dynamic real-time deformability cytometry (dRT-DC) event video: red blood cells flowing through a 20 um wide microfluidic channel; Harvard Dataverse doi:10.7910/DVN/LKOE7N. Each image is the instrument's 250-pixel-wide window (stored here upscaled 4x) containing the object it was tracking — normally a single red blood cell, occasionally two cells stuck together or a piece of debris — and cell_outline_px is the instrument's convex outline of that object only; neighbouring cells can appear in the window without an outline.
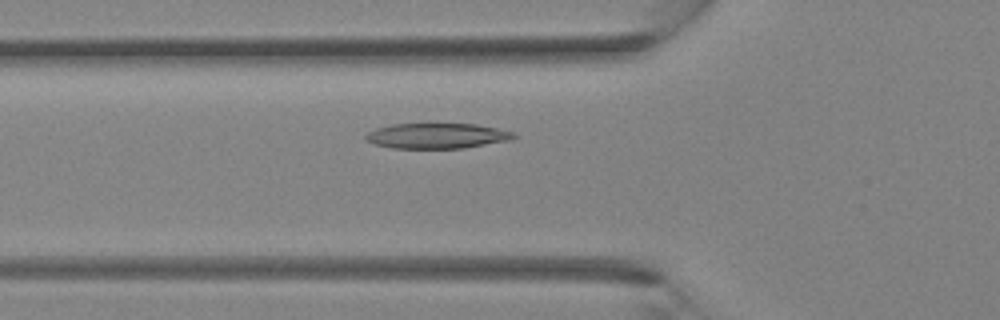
{"species": "Egyptian fruit bat (a non-hibernating species)", "species_latin": "Rousettus aegyptiacus", "temperature_condition": "room temperature", "stored_images_in_passage": 35, "camera_frame_rate_fps": 3000, "um_per_image_px": 0.085, "animal": {"sex": "female"}, "frame": {"image": 1, "passage_image": 11, "time_ms": 3.333, "image_size_px": [1000, 320], "cell_outline_px": [[520, 136], [512, 140], [464, 148], [392, 148], [376, 144], [368, 140], [364, 136], [368, 132], [376, 128], [392, 124], [476, 124], [496, 128], [512, 132]], "centroid_in_image_um": [37.19, 11.55], "position_along_channel_um": 88.6, "area_um2": 21.79}}
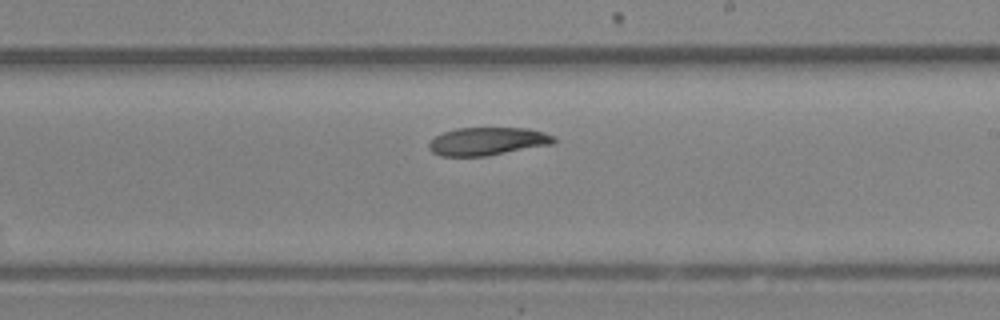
{"frame": {"image": 2, "passage_image": 20, "time_ms": 6.333, "image_size_px": [1000, 320], "cell_outline_px": [[556, 140], [552, 144], [484, 156], [440, 156], [432, 152], [428, 148], [428, 144], [436, 136], [444, 132], [456, 128], [528, 128], [544, 132], [556, 136]], "centroid_in_image_um": [41.44, 12.0], "position_along_channel_um": 247.6, "area_um2": 20.29}}
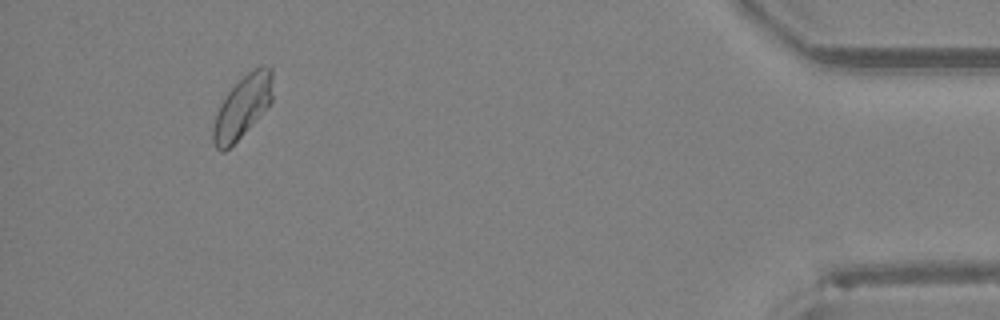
{"frame": {"image": 3, "passage_image": 33, "time_ms": 10.667, "image_size_px": [1000, 320], "cell_outline_px": [[272, 100], [268, 108], [224, 152], [220, 152], [216, 148], [212, 140], [212, 128], [216, 112], [220, 104], [228, 92], [252, 68], [260, 64], [272, 68]], "centroid_in_image_um": [20.61, 9.06], "position_along_channel_um": 414.6, "area_um2": 21.56}}